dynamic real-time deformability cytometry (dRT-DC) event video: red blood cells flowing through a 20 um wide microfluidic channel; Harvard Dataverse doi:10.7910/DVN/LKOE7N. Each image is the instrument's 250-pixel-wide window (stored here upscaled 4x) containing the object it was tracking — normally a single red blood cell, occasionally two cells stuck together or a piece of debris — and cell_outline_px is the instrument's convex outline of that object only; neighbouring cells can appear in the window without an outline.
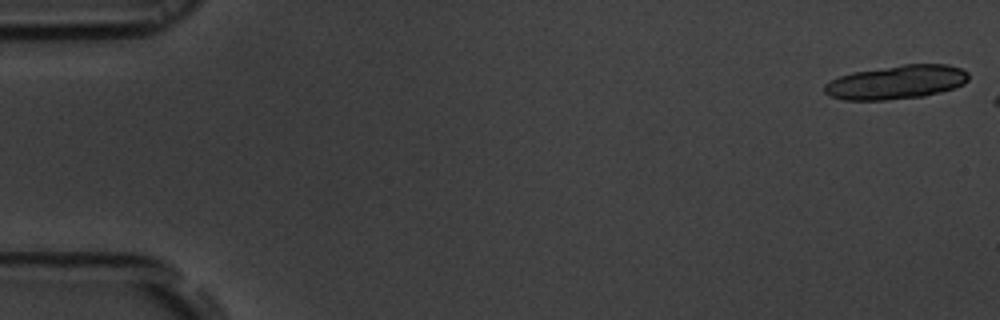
{"species": "common noctule bat (a hibernating species)", "species_latin": "Nyctalus noctula", "temperature_condition": "room temperature", "stored_images_in_passage": 7, "camera_frame_rate_fps": 3000, "um_per_image_px": 0.085, "animal": {"sex": "male", "body_mass_g": 19.5, "forearm_length_mm": 54.6}, "frame": {"image": 1, "passage_image": 1, "time_ms": 0.0, "image_size_px": [1000, 320], "cell_outline_px": [[968, 80], [964, 84], [956, 88], [924, 96], [884, 100], [844, 100], [832, 96], [824, 92], [824, 84], [840, 76], [852, 72], [904, 64], [948, 64], [960, 68], [968, 72]], "centroid_in_image_um": [76.22, 6.98], "position_along_channel_um": 8.8, "area_um2": 28.44}}